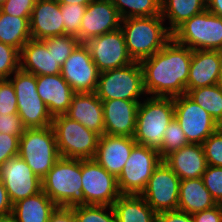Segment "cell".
Masks as SVG:
<instances>
[{
	"label": "cell",
	"mask_w": 222,
	"mask_h": 222,
	"mask_svg": "<svg viewBox=\"0 0 222 222\" xmlns=\"http://www.w3.org/2000/svg\"><path fill=\"white\" fill-rule=\"evenodd\" d=\"M192 51L172 38L161 50L141 60L147 96L186 94Z\"/></svg>",
	"instance_id": "cell-1"
},
{
	"label": "cell",
	"mask_w": 222,
	"mask_h": 222,
	"mask_svg": "<svg viewBox=\"0 0 222 222\" xmlns=\"http://www.w3.org/2000/svg\"><path fill=\"white\" fill-rule=\"evenodd\" d=\"M161 15L121 19L128 55L141 61L161 50L171 39L172 33L164 25Z\"/></svg>",
	"instance_id": "cell-2"
},
{
	"label": "cell",
	"mask_w": 222,
	"mask_h": 222,
	"mask_svg": "<svg viewBox=\"0 0 222 222\" xmlns=\"http://www.w3.org/2000/svg\"><path fill=\"white\" fill-rule=\"evenodd\" d=\"M42 191L58 207L71 208L85 205L81 159L60 157L42 179Z\"/></svg>",
	"instance_id": "cell-3"
},
{
	"label": "cell",
	"mask_w": 222,
	"mask_h": 222,
	"mask_svg": "<svg viewBox=\"0 0 222 222\" xmlns=\"http://www.w3.org/2000/svg\"><path fill=\"white\" fill-rule=\"evenodd\" d=\"M173 118V97L146 96L138 107L134 140L159 151L165 129Z\"/></svg>",
	"instance_id": "cell-4"
},
{
	"label": "cell",
	"mask_w": 222,
	"mask_h": 222,
	"mask_svg": "<svg viewBox=\"0 0 222 222\" xmlns=\"http://www.w3.org/2000/svg\"><path fill=\"white\" fill-rule=\"evenodd\" d=\"M52 128L60 157L94 159L100 135L65 114L53 117Z\"/></svg>",
	"instance_id": "cell-5"
},
{
	"label": "cell",
	"mask_w": 222,
	"mask_h": 222,
	"mask_svg": "<svg viewBox=\"0 0 222 222\" xmlns=\"http://www.w3.org/2000/svg\"><path fill=\"white\" fill-rule=\"evenodd\" d=\"M41 180L60 158L52 126L26 128L19 138V154Z\"/></svg>",
	"instance_id": "cell-6"
},
{
	"label": "cell",
	"mask_w": 222,
	"mask_h": 222,
	"mask_svg": "<svg viewBox=\"0 0 222 222\" xmlns=\"http://www.w3.org/2000/svg\"><path fill=\"white\" fill-rule=\"evenodd\" d=\"M95 93L101 100L142 101L147 94L140 62L100 72Z\"/></svg>",
	"instance_id": "cell-7"
},
{
	"label": "cell",
	"mask_w": 222,
	"mask_h": 222,
	"mask_svg": "<svg viewBox=\"0 0 222 222\" xmlns=\"http://www.w3.org/2000/svg\"><path fill=\"white\" fill-rule=\"evenodd\" d=\"M8 79L15 89L17 113L24 126L26 128L50 127L53 117L37 93L36 76L19 68Z\"/></svg>",
	"instance_id": "cell-8"
},
{
	"label": "cell",
	"mask_w": 222,
	"mask_h": 222,
	"mask_svg": "<svg viewBox=\"0 0 222 222\" xmlns=\"http://www.w3.org/2000/svg\"><path fill=\"white\" fill-rule=\"evenodd\" d=\"M172 38L192 50H222V17L207 9L181 24Z\"/></svg>",
	"instance_id": "cell-9"
},
{
	"label": "cell",
	"mask_w": 222,
	"mask_h": 222,
	"mask_svg": "<svg viewBox=\"0 0 222 222\" xmlns=\"http://www.w3.org/2000/svg\"><path fill=\"white\" fill-rule=\"evenodd\" d=\"M163 159L158 150L145 145L136 144L128 161L117 177L121 195H141L145 190L154 169Z\"/></svg>",
	"instance_id": "cell-10"
},
{
	"label": "cell",
	"mask_w": 222,
	"mask_h": 222,
	"mask_svg": "<svg viewBox=\"0 0 222 222\" xmlns=\"http://www.w3.org/2000/svg\"><path fill=\"white\" fill-rule=\"evenodd\" d=\"M174 118L177 120L186 139L192 144H202L221 126L193 101L187 94L173 97Z\"/></svg>",
	"instance_id": "cell-11"
},
{
	"label": "cell",
	"mask_w": 222,
	"mask_h": 222,
	"mask_svg": "<svg viewBox=\"0 0 222 222\" xmlns=\"http://www.w3.org/2000/svg\"><path fill=\"white\" fill-rule=\"evenodd\" d=\"M81 176L85 204L112 206L121 196L117 178L94 159L81 160Z\"/></svg>",
	"instance_id": "cell-12"
},
{
	"label": "cell",
	"mask_w": 222,
	"mask_h": 222,
	"mask_svg": "<svg viewBox=\"0 0 222 222\" xmlns=\"http://www.w3.org/2000/svg\"><path fill=\"white\" fill-rule=\"evenodd\" d=\"M180 178L162 161L153 171L141 196L158 214L178 209Z\"/></svg>",
	"instance_id": "cell-13"
},
{
	"label": "cell",
	"mask_w": 222,
	"mask_h": 222,
	"mask_svg": "<svg viewBox=\"0 0 222 222\" xmlns=\"http://www.w3.org/2000/svg\"><path fill=\"white\" fill-rule=\"evenodd\" d=\"M91 58L100 72L130 65L132 58L128 55L122 30L105 33L85 42Z\"/></svg>",
	"instance_id": "cell-14"
},
{
	"label": "cell",
	"mask_w": 222,
	"mask_h": 222,
	"mask_svg": "<svg viewBox=\"0 0 222 222\" xmlns=\"http://www.w3.org/2000/svg\"><path fill=\"white\" fill-rule=\"evenodd\" d=\"M62 77L75 93L95 92L100 71L85 43H79L61 66Z\"/></svg>",
	"instance_id": "cell-15"
},
{
	"label": "cell",
	"mask_w": 222,
	"mask_h": 222,
	"mask_svg": "<svg viewBox=\"0 0 222 222\" xmlns=\"http://www.w3.org/2000/svg\"><path fill=\"white\" fill-rule=\"evenodd\" d=\"M0 179L12 205L42 191V180L18 155L0 166Z\"/></svg>",
	"instance_id": "cell-16"
},
{
	"label": "cell",
	"mask_w": 222,
	"mask_h": 222,
	"mask_svg": "<svg viewBox=\"0 0 222 222\" xmlns=\"http://www.w3.org/2000/svg\"><path fill=\"white\" fill-rule=\"evenodd\" d=\"M121 18L111 0H94L87 5L82 17L78 41L85 43L91 38L120 28Z\"/></svg>",
	"instance_id": "cell-17"
},
{
	"label": "cell",
	"mask_w": 222,
	"mask_h": 222,
	"mask_svg": "<svg viewBox=\"0 0 222 222\" xmlns=\"http://www.w3.org/2000/svg\"><path fill=\"white\" fill-rule=\"evenodd\" d=\"M104 134L133 138L136 131L138 107L141 101L124 99L101 100Z\"/></svg>",
	"instance_id": "cell-18"
},
{
	"label": "cell",
	"mask_w": 222,
	"mask_h": 222,
	"mask_svg": "<svg viewBox=\"0 0 222 222\" xmlns=\"http://www.w3.org/2000/svg\"><path fill=\"white\" fill-rule=\"evenodd\" d=\"M136 144L131 137L103 134L99 138L94 160L117 178Z\"/></svg>",
	"instance_id": "cell-19"
},
{
	"label": "cell",
	"mask_w": 222,
	"mask_h": 222,
	"mask_svg": "<svg viewBox=\"0 0 222 222\" xmlns=\"http://www.w3.org/2000/svg\"><path fill=\"white\" fill-rule=\"evenodd\" d=\"M63 22L60 4L56 0H36L29 19L31 38L44 40L63 36Z\"/></svg>",
	"instance_id": "cell-20"
},
{
	"label": "cell",
	"mask_w": 222,
	"mask_h": 222,
	"mask_svg": "<svg viewBox=\"0 0 222 222\" xmlns=\"http://www.w3.org/2000/svg\"><path fill=\"white\" fill-rule=\"evenodd\" d=\"M37 93L52 117L67 112L75 92L61 74L36 76Z\"/></svg>",
	"instance_id": "cell-21"
},
{
	"label": "cell",
	"mask_w": 222,
	"mask_h": 222,
	"mask_svg": "<svg viewBox=\"0 0 222 222\" xmlns=\"http://www.w3.org/2000/svg\"><path fill=\"white\" fill-rule=\"evenodd\" d=\"M163 162L180 180L201 178L208 166L202 144L192 143L168 154Z\"/></svg>",
	"instance_id": "cell-22"
},
{
	"label": "cell",
	"mask_w": 222,
	"mask_h": 222,
	"mask_svg": "<svg viewBox=\"0 0 222 222\" xmlns=\"http://www.w3.org/2000/svg\"><path fill=\"white\" fill-rule=\"evenodd\" d=\"M65 115L100 136L104 134L102 101L95 92L75 93Z\"/></svg>",
	"instance_id": "cell-23"
},
{
	"label": "cell",
	"mask_w": 222,
	"mask_h": 222,
	"mask_svg": "<svg viewBox=\"0 0 222 222\" xmlns=\"http://www.w3.org/2000/svg\"><path fill=\"white\" fill-rule=\"evenodd\" d=\"M20 69L38 75L61 73V66L43 40L30 39L20 50Z\"/></svg>",
	"instance_id": "cell-24"
},
{
	"label": "cell",
	"mask_w": 222,
	"mask_h": 222,
	"mask_svg": "<svg viewBox=\"0 0 222 222\" xmlns=\"http://www.w3.org/2000/svg\"><path fill=\"white\" fill-rule=\"evenodd\" d=\"M219 68V50H193L187 90L217 84Z\"/></svg>",
	"instance_id": "cell-25"
},
{
	"label": "cell",
	"mask_w": 222,
	"mask_h": 222,
	"mask_svg": "<svg viewBox=\"0 0 222 222\" xmlns=\"http://www.w3.org/2000/svg\"><path fill=\"white\" fill-rule=\"evenodd\" d=\"M218 205L206 189L202 178L180 180L178 209L195 214Z\"/></svg>",
	"instance_id": "cell-26"
},
{
	"label": "cell",
	"mask_w": 222,
	"mask_h": 222,
	"mask_svg": "<svg viewBox=\"0 0 222 222\" xmlns=\"http://www.w3.org/2000/svg\"><path fill=\"white\" fill-rule=\"evenodd\" d=\"M58 206L43 192L27 197L12 205V214L18 222H49Z\"/></svg>",
	"instance_id": "cell-27"
},
{
	"label": "cell",
	"mask_w": 222,
	"mask_h": 222,
	"mask_svg": "<svg viewBox=\"0 0 222 222\" xmlns=\"http://www.w3.org/2000/svg\"><path fill=\"white\" fill-rule=\"evenodd\" d=\"M112 206L117 222H157V213L141 195H121Z\"/></svg>",
	"instance_id": "cell-28"
},
{
	"label": "cell",
	"mask_w": 222,
	"mask_h": 222,
	"mask_svg": "<svg viewBox=\"0 0 222 222\" xmlns=\"http://www.w3.org/2000/svg\"><path fill=\"white\" fill-rule=\"evenodd\" d=\"M207 0H161V16L173 33L181 24L207 9ZM169 25V26H168Z\"/></svg>",
	"instance_id": "cell-29"
},
{
	"label": "cell",
	"mask_w": 222,
	"mask_h": 222,
	"mask_svg": "<svg viewBox=\"0 0 222 222\" xmlns=\"http://www.w3.org/2000/svg\"><path fill=\"white\" fill-rule=\"evenodd\" d=\"M29 19L0 11V42L16 48L20 52L31 39Z\"/></svg>",
	"instance_id": "cell-30"
},
{
	"label": "cell",
	"mask_w": 222,
	"mask_h": 222,
	"mask_svg": "<svg viewBox=\"0 0 222 222\" xmlns=\"http://www.w3.org/2000/svg\"><path fill=\"white\" fill-rule=\"evenodd\" d=\"M186 94L222 127V88L220 86L214 84L186 90Z\"/></svg>",
	"instance_id": "cell-31"
},
{
	"label": "cell",
	"mask_w": 222,
	"mask_h": 222,
	"mask_svg": "<svg viewBox=\"0 0 222 222\" xmlns=\"http://www.w3.org/2000/svg\"><path fill=\"white\" fill-rule=\"evenodd\" d=\"M121 19L161 15V0H111Z\"/></svg>",
	"instance_id": "cell-32"
},
{
	"label": "cell",
	"mask_w": 222,
	"mask_h": 222,
	"mask_svg": "<svg viewBox=\"0 0 222 222\" xmlns=\"http://www.w3.org/2000/svg\"><path fill=\"white\" fill-rule=\"evenodd\" d=\"M71 209L76 222H117L113 206L85 204L71 207Z\"/></svg>",
	"instance_id": "cell-33"
},
{
	"label": "cell",
	"mask_w": 222,
	"mask_h": 222,
	"mask_svg": "<svg viewBox=\"0 0 222 222\" xmlns=\"http://www.w3.org/2000/svg\"><path fill=\"white\" fill-rule=\"evenodd\" d=\"M188 144L189 142L183 129L177 120L173 118L164 132L162 147L159 150L161 158L164 159L168 154Z\"/></svg>",
	"instance_id": "cell-34"
},
{
	"label": "cell",
	"mask_w": 222,
	"mask_h": 222,
	"mask_svg": "<svg viewBox=\"0 0 222 222\" xmlns=\"http://www.w3.org/2000/svg\"><path fill=\"white\" fill-rule=\"evenodd\" d=\"M43 41L46 43L48 51L52 52L60 66L64 64L65 60L80 43L77 37L69 35L48 37Z\"/></svg>",
	"instance_id": "cell-35"
},
{
	"label": "cell",
	"mask_w": 222,
	"mask_h": 222,
	"mask_svg": "<svg viewBox=\"0 0 222 222\" xmlns=\"http://www.w3.org/2000/svg\"><path fill=\"white\" fill-rule=\"evenodd\" d=\"M61 13L63 16L64 35L74 36L79 38L82 17L86 11V5L60 4Z\"/></svg>",
	"instance_id": "cell-36"
},
{
	"label": "cell",
	"mask_w": 222,
	"mask_h": 222,
	"mask_svg": "<svg viewBox=\"0 0 222 222\" xmlns=\"http://www.w3.org/2000/svg\"><path fill=\"white\" fill-rule=\"evenodd\" d=\"M20 52L0 42V79H8L20 68Z\"/></svg>",
	"instance_id": "cell-37"
},
{
	"label": "cell",
	"mask_w": 222,
	"mask_h": 222,
	"mask_svg": "<svg viewBox=\"0 0 222 222\" xmlns=\"http://www.w3.org/2000/svg\"><path fill=\"white\" fill-rule=\"evenodd\" d=\"M207 165L222 167V127L202 143Z\"/></svg>",
	"instance_id": "cell-38"
},
{
	"label": "cell",
	"mask_w": 222,
	"mask_h": 222,
	"mask_svg": "<svg viewBox=\"0 0 222 222\" xmlns=\"http://www.w3.org/2000/svg\"><path fill=\"white\" fill-rule=\"evenodd\" d=\"M201 178L216 203L222 204V167L208 165Z\"/></svg>",
	"instance_id": "cell-39"
},
{
	"label": "cell",
	"mask_w": 222,
	"mask_h": 222,
	"mask_svg": "<svg viewBox=\"0 0 222 222\" xmlns=\"http://www.w3.org/2000/svg\"><path fill=\"white\" fill-rule=\"evenodd\" d=\"M0 113H17V97L9 79H0Z\"/></svg>",
	"instance_id": "cell-40"
},
{
	"label": "cell",
	"mask_w": 222,
	"mask_h": 222,
	"mask_svg": "<svg viewBox=\"0 0 222 222\" xmlns=\"http://www.w3.org/2000/svg\"><path fill=\"white\" fill-rule=\"evenodd\" d=\"M36 0H6L0 5L2 13L30 18Z\"/></svg>",
	"instance_id": "cell-41"
},
{
	"label": "cell",
	"mask_w": 222,
	"mask_h": 222,
	"mask_svg": "<svg viewBox=\"0 0 222 222\" xmlns=\"http://www.w3.org/2000/svg\"><path fill=\"white\" fill-rule=\"evenodd\" d=\"M19 136L0 133V166L19 154Z\"/></svg>",
	"instance_id": "cell-42"
},
{
	"label": "cell",
	"mask_w": 222,
	"mask_h": 222,
	"mask_svg": "<svg viewBox=\"0 0 222 222\" xmlns=\"http://www.w3.org/2000/svg\"><path fill=\"white\" fill-rule=\"evenodd\" d=\"M25 130L26 127L18 113L7 115L0 113V133H7L9 135L21 137Z\"/></svg>",
	"instance_id": "cell-43"
},
{
	"label": "cell",
	"mask_w": 222,
	"mask_h": 222,
	"mask_svg": "<svg viewBox=\"0 0 222 222\" xmlns=\"http://www.w3.org/2000/svg\"><path fill=\"white\" fill-rule=\"evenodd\" d=\"M157 222H194V219L191 214L176 209L158 213Z\"/></svg>",
	"instance_id": "cell-44"
},
{
	"label": "cell",
	"mask_w": 222,
	"mask_h": 222,
	"mask_svg": "<svg viewBox=\"0 0 222 222\" xmlns=\"http://www.w3.org/2000/svg\"><path fill=\"white\" fill-rule=\"evenodd\" d=\"M194 222H222V204L192 215Z\"/></svg>",
	"instance_id": "cell-45"
},
{
	"label": "cell",
	"mask_w": 222,
	"mask_h": 222,
	"mask_svg": "<svg viewBox=\"0 0 222 222\" xmlns=\"http://www.w3.org/2000/svg\"><path fill=\"white\" fill-rule=\"evenodd\" d=\"M49 222H76L71 208L57 207L50 215Z\"/></svg>",
	"instance_id": "cell-46"
},
{
	"label": "cell",
	"mask_w": 222,
	"mask_h": 222,
	"mask_svg": "<svg viewBox=\"0 0 222 222\" xmlns=\"http://www.w3.org/2000/svg\"><path fill=\"white\" fill-rule=\"evenodd\" d=\"M12 213V204L8 197L7 191L0 179V216Z\"/></svg>",
	"instance_id": "cell-47"
},
{
	"label": "cell",
	"mask_w": 222,
	"mask_h": 222,
	"mask_svg": "<svg viewBox=\"0 0 222 222\" xmlns=\"http://www.w3.org/2000/svg\"><path fill=\"white\" fill-rule=\"evenodd\" d=\"M206 4L209 12L222 17V0H207Z\"/></svg>",
	"instance_id": "cell-48"
},
{
	"label": "cell",
	"mask_w": 222,
	"mask_h": 222,
	"mask_svg": "<svg viewBox=\"0 0 222 222\" xmlns=\"http://www.w3.org/2000/svg\"><path fill=\"white\" fill-rule=\"evenodd\" d=\"M59 4H79V5H88L94 0H56Z\"/></svg>",
	"instance_id": "cell-49"
},
{
	"label": "cell",
	"mask_w": 222,
	"mask_h": 222,
	"mask_svg": "<svg viewBox=\"0 0 222 222\" xmlns=\"http://www.w3.org/2000/svg\"><path fill=\"white\" fill-rule=\"evenodd\" d=\"M0 222H18L15 216L10 213L7 215L0 216Z\"/></svg>",
	"instance_id": "cell-50"
},
{
	"label": "cell",
	"mask_w": 222,
	"mask_h": 222,
	"mask_svg": "<svg viewBox=\"0 0 222 222\" xmlns=\"http://www.w3.org/2000/svg\"><path fill=\"white\" fill-rule=\"evenodd\" d=\"M217 85L222 88V50H220V68H219V77Z\"/></svg>",
	"instance_id": "cell-51"
},
{
	"label": "cell",
	"mask_w": 222,
	"mask_h": 222,
	"mask_svg": "<svg viewBox=\"0 0 222 222\" xmlns=\"http://www.w3.org/2000/svg\"><path fill=\"white\" fill-rule=\"evenodd\" d=\"M6 0H0V5L3 3V2H5Z\"/></svg>",
	"instance_id": "cell-52"
}]
</instances>
